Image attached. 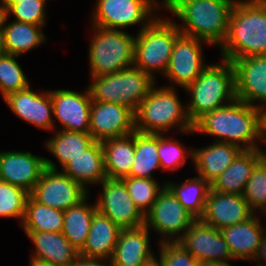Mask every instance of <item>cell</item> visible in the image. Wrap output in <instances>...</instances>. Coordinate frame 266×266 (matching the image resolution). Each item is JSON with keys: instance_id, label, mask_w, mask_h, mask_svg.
I'll use <instances>...</instances> for the list:
<instances>
[{"instance_id": "obj_13", "label": "cell", "mask_w": 266, "mask_h": 266, "mask_svg": "<svg viewBox=\"0 0 266 266\" xmlns=\"http://www.w3.org/2000/svg\"><path fill=\"white\" fill-rule=\"evenodd\" d=\"M100 185L102 193L95 201L98 212L121 229L144 226L145 215L134 204L122 179L106 178Z\"/></svg>"}, {"instance_id": "obj_38", "label": "cell", "mask_w": 266, "mask_h": 266, "mask_svg": "<svg viewBox=\"0 0 266 266\" xmlns=\"http://www.w3.org/2000/svg\"><path fill=\"white\" fill-rule=\"evenodd\" d=\"M250 209L266 217V158L264 157L253 169L242 195ZM257 209V210H256ZM259 210V212H258Z\"/></svg>"}, {"instance_id": "obj_9", "label": "cell", "mask_w": 266, "mask_h": 266, "mask_svg": "<svg viewBox=\"0 0 266 266\" xmlns=\"http://www.w3.org/2000/svg\"><path fill=\"white\" fill-rule=\"evenodd\" d=\"M163 7L162 0H96L90 25L119 30L139 25L140 32L158 16L154 12Z\"/></svg>"}, {"instance_id": "obj_1", "label": "cell", "mask_w": 266, "mask_h": 266, "mask_svg": "<svg viewBox=\"0 0 266 266\" xmlns=\"http://www.w3.org/2000/svg\"><path fill=\"white\" fill-rule=\"evenodd\" d=\"M195 133L213 136L214 141L238 145L243 150L261 149V109L241 100L205 113L194 124ZM261 141V142H260Z\"/></svg>"}, {"instance_id": "obj_17", "label": "cell", "mask_w": 266, "mask_h": 266, "mask_svg": "<svg viewBox=\"0 0 266 266\" xmlns=\"http://www.w3.org/2000/svg\"><path fill=\"white\" fill-rule=\"evenodd\" d=\"M232 64L236 99L259 109L266 107V55L236 59Z\"/></svg>"}, {"instance_id": "obj_10", "label": "cell", "mask_w": 266, "mask_h": 266, "mask_svg": "<svg viewBox=\"0 0 266 266\" xmlns=\"http://www.w3.org/2000/svg\"><path fill=\"white\" fill-rule=\"evenodd\" d=\"M196 220L165 186L145 214L144 225L161 237L157 242H176Z\"/></svg>"}, {"instance_id": "obj_49", "label": "cell", "mask_w": 266, "mask_h": 266, "mask_svg": "<svg viewBox=\"0 0 266 266\" xmlns=\"http://www.w3.org/2000/svg\"><path fill=\"white\" fill-rule=\"evenodd\" d=\"M201 266H232L230 263H202Z\"/></svg>"}, {"instance_id": "obj_47", "label": "cell", "mask_w": 266, "mask_h": 266, "mask_svg": "<svg viewBox=\"0 0 266 266\" xmlns=\"http://www.w3.org/2000/svg\"><path fill=\"white\" fill-rule=\"evenodd\" d=\"M6 54L5 44H4V37L2 31H0V57Z\"/></svg>"}, {"instance_id": "obj_37", "label": "cell", "mask_w": 266, "mask_h": 266, "mask_svg": "<svg viewBox=\"0 0 266 266\" xmlns=\"http://www.w3.org/2000/svg\"><path fill=\"white\" fill-rule=\"evenodd\" d=\"M158 155L161 171H176L185 165L188 156L193 161V148H185L178 140L158 134Z\"/></svg>"}, {"instance_id": "obj_29", "label": "cell", "mask_w": 266, "mask_h": 266, "mask_svg": "<svg viewBox=\"0 0 266 266\" xmlns=\"http://www.w3.org/2000/svg\"><path fill=\"white\" fill-rule=\"evenodd\" d=\"M8 17L5 16L2 33L6 54H12L21 57L22 54L39 48L47 41V36L43 33L44 26L31 23L18 22L12 19L7 22Z\"/></svg>"}, {"instance_id": "obj_15", "label": "cell", "mask_w": 266, "mask_h": 266, "mask_svg": "<svg viewBox=\"0 0 266 266\" xmlns=\"http://www.w3.org/2000/svg\"><path fill=\"white\" fill-rule=\"evenodd\" d=\"M53 103L54 131L57 128L55 120L61 125V130L89 133L91 95L88 87L83 92L69 89L50 91Z\"/></svg>"}, {"instance_id": "obj_24", "label": "cell", "mask_w": 266, "mask_h": 266, "mask_svg": "<svg viewBox=\"0 0 266 266\" xmlns=\"http://www.w3.org/2000/svg\"><path fill=\"white\" fill-rule=\"evenodd\" d=\"M266 150H243L211 184V190L221 193L243 195L246 183L255 166L265 157Z\"/></svg>"}, {"instance_id": "obj_2", "label": "cell", "mask_w": 266, "mask_h": 266, "mask_svg": "<svg viewBox=\"0 0 266 266\" xmlns=\"http://www.w3.org/2000/svg\"><path fill=\"white\" fill-rule=\"evenodd\" d=\"M181 34L219 46L226 40L231 12L236 0H163Z\"/></svg>"}, {"instance_id": "obj_23", "label": "cell", "mask_w": 266, "mask_h": 266, "mask_svg": "<svg viewBox=\"0 0 266 266\" xmlns=\"http://www.w3.org/2000/svg\"><path fill=\"white\" fill-rule=\"evenodd\" d=\"M242 151L238 145L218 141L211 142L205 147L193 148L192 162L197 176L211 185Z\"/></svg>"}, {"instance_id": "obj_22", "label": "cell", "mask_w": 266, "mask_h": 266, "mask_svg": "<svg viewBox=\"0 0 266 266\" xmlns=\"http://www.w3.org/2000/svg\"><path fill=\"white\" fill-rule=\"evenodd\" d=\"M257 215L256 213L246 221L220 230L235 261L251 262L258 252L266 225Z\"/></svg>"}, {"instance_id": "obj_27", "label": "cell", "mask_w": 266, "mask_h": 266, "mask_svg": "<svg viewBox=\"0 0 266 266\" xmlns=\"http://www.w3.org/2000/svg\"><path fill=\"white\" fill-rule=\"evenodd\" d=\"M61 171L87 191L90 189L88 185H99L107 178L101 143L95 142L83 154L72 158Z\"/></svg>"}, {"instance_id": "obj_11", "label": "cell", "mask_w": 266, "mask_h": 266, "mask_svg": "<svg viewBox=\"0 0 266 266\" xmlns=\"http://www.w3.org/2000/svg\"><path fill=\"white\" fill-rule=\"evenodd\" d=\"M46 169L29 194L38 203L61 211L77 205L89 193L80 183L74 181L55 162L45 158Z\"/></svg>"}, {"instance_id": "obj_20", "label": "cell", "mask_w": 266, "mask_h": 266, "mask_svg": "<svg viewBox=\"0 0 266 266\" xmlns=\"http://www.w3.org/2000/svg\"><path fill=\"white\" fill-rule=\"evenodd\" d=\"M255 213L242 195L209 191L204 214L200 220L221 230L251 218Z\"/></svg>"}, {"instance_id": "obj_40", "label": "cell", "mask_w": 266, "mask_h": 266, "mask_svg": "<svg viewBox=\"0 0 266 266\" xmlns=\"http://www.w3.org/2000/svg\"><path fill=\"white\" fill-rule=\"evenodd\" d=\"M47 0H18L6 12V17L13 16L15 21L45 26L47 20Z\"/></svg>"}, {"instance_id": "obj_45", "label": "cell", "mask_w": 266, "mask_h": 266, "mask_svg": "<svg viewBox=\"0 0 266 266\" xmlns=\"http://www.w3.org/2000/svg\"><path fill=\"white\" fill-rule=\"evenodd\" d=\"M29 266H55V265H53L47 261L30 258L29 259Z\"/></svg>"}, {"instance_id": "obj_33", "label": "cell", "mask_w": 266, "mask_h": 266, "mask_svg": "<svg viewBox=\"0 0 266 266\" xmlns=\"http://www.w3.org/2000/svg\"><path fill=\"white\" fill-rule=\"evenodd\" d=\"M20 225L24 232L59 233L64 226V211L42 205L29 195L25 217Z\"/></svg>"}, {"instance_id": "obj_5", "label": "cell", "mask_w": 266, "mask_h": 266, "mask_svg": "<svg viewBox=\"0 0 266 266\" xmlns=\"http://www.w3.org/2000/svg\"><path fill=\"white\" fill-rule=\"evenodd\" d=\"M185 92L190 96L186 111L193 124L205 113L232 103L236 99L232 62L222 59L219 63H210Z\"/></svg>"}, {"instance_id": "obj_18", "label": "cell", "mask_w": 266, "mask_h": 266, "mask_svg": "<svg viewBox=\"0 0 266 266\" xmlns=\"http://www.w3.org/2000/svg\"><path fill=\"white\" fill-rule=\"evenodd\" d=\"M7 106L18 118L31 125L54 131L53 103L50 90L35 92L31 85L4 98Z\"/></svg>"}, {"instance_id": "obj_42", "label": "cell", "mask_w": 266, "mask_h": 266, "mask_svg": "<svg viewBox=\"0 0 266 266\" xmlns=\"http://www.w3.org/2000/svg\"><path fill=\"white\" fill-rule=\"evenodd\" d=\"M71 266H111L110 260L78 256Z\"/></svg>"}, {"instance_id": "obj_6", "label": "cell", "mask_w": 266, "mask_h": 266, "mask_svg": "<svg viewBox=\"0 0 266 266\" xmlns=\"http://www.w3.org/2000/svg\"><path fill=\"white\" fill-rule=\"evenodd\" d=\"M181 34L175 20L158 16L135 36L134 66L154 80L164 76L176 38ZM156 72V73H155Z\"/></svg>"}, {"instance_id": "obj_32", "label": "cell", "mask_w": 266, "mask_h": 266, "mask_svg": "<svg viewBox=\"0 0 266 266\" xmlns=\"http://www.w3.org/2000/svg\"><path fill=\"white\" fill-rule=\"evenodd\" d=\"M162 183L196 219L202 217L211 189V185L206 180L199 176H194L180 184L169 180Z\"/></svg>"}, {"instance_id": "obj_14", "label": "cell", "mask_w": 266, "mask_h": 266, "mask_svg": "<svg viewBox=\"0 0 266 266\" xmlns=\"http://www.w3.org/2000/svg\"><path fill=\"white\" fill-rule=\"evenodd\" d=\"M178 242L191 253L200 264L230 263L234 260L220 230L197 219Z\"/></svg>"}, {"instance_id": "obj_28", "label": "cell", "mask_w": 266, "mask_h": 266, "mask_svg": "<svg viewBox=\"0 0 266 266\" xmlns=\"http://www.w3.org/2000/svg\"><path fill=\"white\" fill-rule=\"evenodd\" d=\"M101 143L107 178L130 177L135 156V131L123 137L104 140Z\"/></svg>"}, {"instance_id": "obj_50", "label": "cell", "mask_w": 266, "mask_h": 266, "mask_svg": "<svg viewBox=\"0 0 266 266\" xmlns=\"http://www.w3.org/2000/svg\"><path fill=\"white\" fill-rule=\"evenodd\" d=\"M149 266H159V265H158L157 262L155 261L154 263H152V264L149 265Z\"/></svg>"}, {"instance_id": "obj_39", "label": "cell", "mask_w": 266, "mask_h": 266, "mask_svg": "<svg viewBox=\"0 0 266 266\" xmlns=\"http://www.w3.org/2000/svg\"><path fill=\"white\" fill-rule=\"evenodd\" d=\"M29 193L0 179V218H18L22 224Z\"/></svg>"}, {"instance_id": "obj_25", "label": "cell", "mask_w": 266, "mask_h": 266, "mask_svg": "<svg viewBox=\"0 0 266 266\" xmlns=\"http://www.w3.org/2000/svg\"><path fill=\"white\" fill-rule=\"evenodd\" d=\"M24 233L35 246L30 258L47 261L55 266H71L79 256V251L61 232Z\"/></svg>"}, {"instance_id": "obj_46", "label": "cell", "mask_w": 266, "mask_h": 266, "mask_svg": "<svg viewBox=\"0 0 266 266\" xmlns=\"http://www.w3.org/2000/svg\"><path fill=\"white\" fill-rule=\"evenodd\" d=\"M0 2L6 12L12 5L17 4L18 0H0Z\"/></svg>"}, {"instance_id": "obj_26", "label": "cell", "mask_w": 266, "mask_h": 266, "mask_svg": "<svg viewBox=\"0 0 266 266\" xmlns=\"http://www.w3.org/2000/svg\"><path fill=\"white\" fill-rule=\"evenodd\" d=\"M120 231L121 228L117 224L97 211L93 216L86 243L79 251V255L110 260Z\"/></svg>"}, {"instance_id": "obj_41", "label": "cell", "mask_w": 266, "mask_h": 266, "mask_svg": "<svg viewBox=\"0 0 266 266\" xmlns=\"http://www.w3.org/2000/svg\"><path fill=\"white\" fill-rule=\"evenodd\" d=\"M158 243L159 255L156 256L155 261L159 266H201L178 241Z\"/></svg>"}, {"instance_id": "obj_30", "label": "cell", "mask_w": 266, "mask_h": 266, "mask_svg": "<svg viewBox=\"0 0 266 266\" xmlns=\"http://www.w3.org/2000/svg\"><path fill=\"white\" fill-rule=\"evenodd\" d=\"M96 141L89 133L56 130L53 137L45 140V148L58 161L62 169L72 158L78 157Z\"/></svg>"}, {"instance_id": "obj_21", "label": "cell", "mask_w": 266, "mask_h": 266, "mask_svg": "<svg viewBox=\"0 0 266 266\" xmlns=\"http://www.w3.org/2000/svg\"><path fill=\"white\" fill-rule=\"evenodd\" d=\"M150 231L144 225L121 229L114 249L111 266H149L156 255L151 251Z\"/></svg>"}, {"instance_id": "obj_36", "label": "cell", "mask_w": 266, "mask_h": 266, "mask_svg": "<svg viewBox=\"0 0 266 266\" xmlns=\"http://www.w3.org/2000/svg\"><path fill=\"white\" fill-rule=\"evenodd\" d=\"M17 57L12 54L0 57V93L3 99L11 93L27 89L30 86L27 75L17 61Z\"/></svg>"}, {"instance_id": "obj_34", "label": "cell", "mask_w": 266, "mask_h": 266, "mask_svg": "<svg viewBox=\"0 0 266 266\" xmlns=\"http://www.w3.org/2000/svg\"><path fill=\"white\" fill-rule=\"evenodd\" d=\"M161 170L158 155V134H143L135 131V156L130 176L155 179L153 173Z\"/></svg>"}, {"instance_id": "obj_44", "label": "cell", "mask_w": 266, "mask_h": 266, "mask_svg": "<svg viewBox=\"0 0 266 266\" xmlns=\"http://www.w3.org/2000/svg\"><path fill=\"white\" fill-rule=\"evenodd\" d=\"M262 142L266 144V107L261 109Z\"/></svg>"}, {"instance_id": "obj_12", "label": "cell", "mask_w": 266, "mask_h": 266, "mask_svg": "<svg viewBox=\"0 0 266 266\" xmlns=\"http://www.w3.org/2000/svg\"><path fill=\"white\" fill-rule=\"evenodd\" d=\"M203 43L208 44L184 34L176 38L169 65L164 74L170 83L166 86L175 88L176 85L185 90L202 74V71L209 65L204 61Z\"/></svg>"}, {"instance_id": "obj_31", "label": "cell", "mask_w": 266, "mask_h": 266, "mask_svg": "<svg viewBox=\"0 0 266 266\" xmlns=\"http://www.w3.org/2000/svg\"><path fill=\"white\" fill-rule=\"evenodd\" d=\"M89 194L77 205L64 211V226L62 234L80 251L87 240L91 222L97 212L96 203L89 204Z\"/></svg>"}, {"instance_id": "obj_3", "label": "cell", "mask_w": 266, "mask_h": 266, "mask_svg": "<svg viewBox=\"0 0 266 266\" xmlns=\"http://www.w3.org/2000/svg\"><path fill=\"white\" fill-rule=\"evenodd\" d=\"M221 59L232 62L244 57L266 55V0H236Z\"/></svg>"}, {"instance_id": "obj_35", "label": "cell", "mask_w": 266, "mask_h": 266, "mask_svg": "<svg viewBox=\"0 0 266 266\" xmlns=\"http://www.w3.org/2000/svg\"><path fill=\"white\" fill-rule=\"evenodd\" d=\"M122 180L134 204L144 215L151 209L159 193L165 187V184L160 186L161 183H158L156 179L135 178L130 176L122 178Z\"/></svg>"}, {"instance_id": "obj_8", "label": "cell", "mask_w": 266, "mask_h": 266, "mask_svg": "<svg viewBox=\"0 0 266 266\" xmlns=\"http://www.w3.org/2000/svg\"><path fill=\"white\" fill-rule=\"evenodd\" d=\"M92 101L119 103L135 112L156 84L149 74L134 65L112 74L91 77Z\"/></svg>"}, {"instance_id": "obj_43", "label": "cell", "mask_w": 266, "mask_h": 266, "mask_svg": "<svg viewBox=\"0 0 266 266\" xmlns=\"http://www.w3.org/2000/svg\"><path fill=\"white\" fill-rule=\"evenodd\" d=\"M253 261L257 262L256 266H266V231L263 234L258 252Z\"/></svg>"}, {"instance_id": "obj_19", "label": "cell", "mask_w": 266, "mask_h": 266, "mask_svg": "<svg viewBox=\"0 0 266 266\" xmlns=\"http://www.w3.org/2000/svg\"><path fill=\"white\" fill-rule=\"evenodd\" d=\"M46 169L45 157L29 151H1L0 179L24 189L29 194Z\"/></svg>"}, {"instance_id": "obj_7", "label": "cell", "mask_w": 266, "mask_h": 266, "mask_svg": "<svg viewBox=\"0 0 266 266\" xmlns=\"http://www.w3.org/2000/svg\"><path fill=\"white\" fill-rule=\"evenodd\" d=\"M89 42L90 76L119 72L134 64L135 36L127 31L92 26Z\"/></svg>"}, {"instance_id": "obj_4", "label": "cell", "mask_w": 266, "mask_h": 266, "mask_svg": "<svg viewBox=\"0 0 266 266\" xmlns=\"http://www.w3.org/2000/svg\"><path fill=\"white\" fill-rule=\"evenodd\" d=\"M176 88L155 84L134 112V129L143 134H165L174 128L178 133L194 134L186 106Z\"/></svg>"}, {"instance_id": "obj_16", "label": "cell", "mask_w": 266, "mask_h": 266, "mask_svg": "<svg viewBox=\"0 0 266 266\" xmlns=\"http://www.w3.org/2000/svg\"><path fill=\"white\" fill-rule=\"evenodd\" d=\"M134 131V112L127 106L92 101L89 134L96 142L123 137Z\"/></svg>"}, {"instance_id": "obj_48", "label": "cell", "mask_w": 266, "mask_h": 266, "mask_svg": "<svg viewBox=\"0 0 266 266\" xmlns=\"http://www.w3.org/2000/svg\"><path fill=\"white\" fill-rule=\"evenodd\" d=\"M5 9L3 8V6L0 3V31H2V25H3V21L5 18Z\"/></svg>"}]
</instances>
